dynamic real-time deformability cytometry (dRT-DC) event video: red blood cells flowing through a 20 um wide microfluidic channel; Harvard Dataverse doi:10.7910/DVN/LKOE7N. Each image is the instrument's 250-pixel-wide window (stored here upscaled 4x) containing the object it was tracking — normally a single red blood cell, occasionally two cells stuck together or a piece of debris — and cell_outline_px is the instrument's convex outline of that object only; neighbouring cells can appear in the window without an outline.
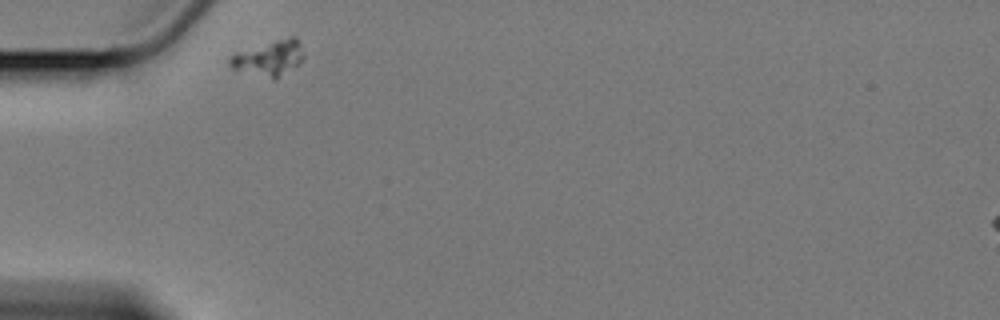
{"species": "Egyptian fruit bat (a non-hibernating species)", "species_latin": "Rousettus aegyptiacus", "temperature_condition": "cold", "stored_images_in_passage": 38, "camera_frame_rate_fps": 3000, "um_per_image_px": 0.085, "animal": {"sex": "female"}, "frame": {"image": 1, "passage_image": 1, "time_ms": 0.0, "image_size_px": [1000, 320], "cell_outline_px": [[304, 56], [296, 64], [276, 80], [232, 68], [228, 64], [228, 56], [232, 52], [288, 36], [296, 36], [300, 44]], "centroid_in_image_um": [22.8, 4.9], "position_along_channel_um": 62.2, "area_um2": 15.26}}
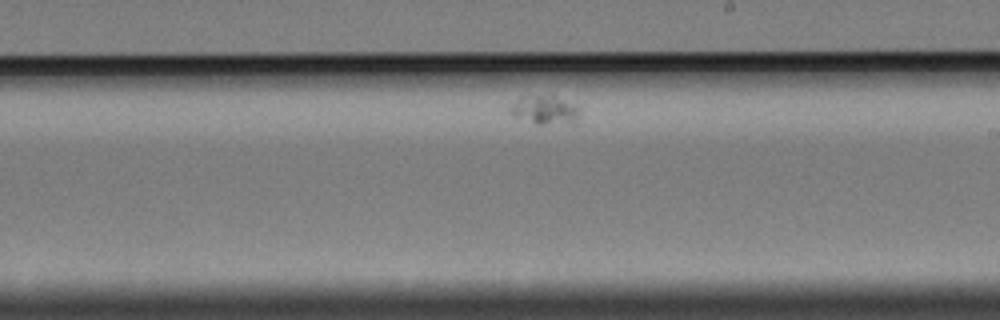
{"frame": {"image": 2, "passage_image": 22, "time_ms": 7.0, "image_size_px": [1000, 320], "cell_outline_px": [[580, 112], [576, 124], [536, 124], [512, 116], [508, 112], [508, 108], [520, 96], [552, 92], [580, 104]], "centroid_in_image_um": [46.38, 9.28], "position_along_channel_um": 242.6, "area_um2": 12.95}}
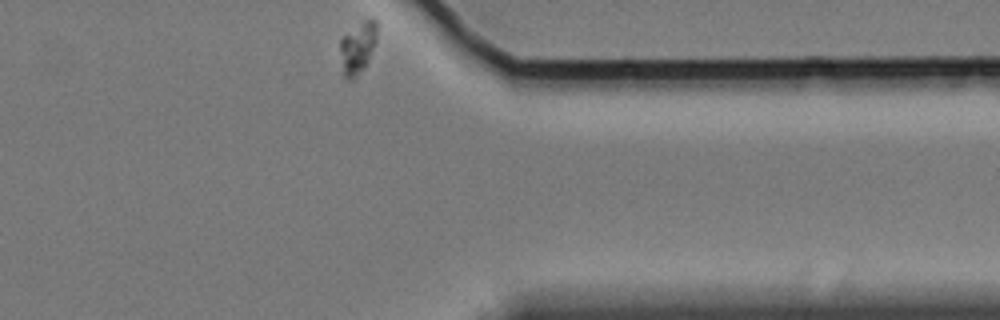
{"frame": {"image": 3, "passage_image": 38, "time_ms": 12.333, "image_size_px": [1000, 320], "cell_outline_px": [[376, 40], [368, 60], [364, 68], [352, 80], [348, 80], [344, 76], [340, 48], [340, 40], [344, 36], [364, 20], [376, 20]], "centroid_in_image_um": [30.4, 4.08], "position_along_channel_um": 381.0, "area_um2": 10.64}}